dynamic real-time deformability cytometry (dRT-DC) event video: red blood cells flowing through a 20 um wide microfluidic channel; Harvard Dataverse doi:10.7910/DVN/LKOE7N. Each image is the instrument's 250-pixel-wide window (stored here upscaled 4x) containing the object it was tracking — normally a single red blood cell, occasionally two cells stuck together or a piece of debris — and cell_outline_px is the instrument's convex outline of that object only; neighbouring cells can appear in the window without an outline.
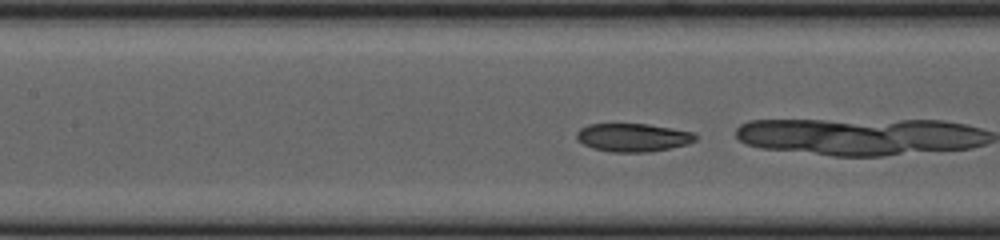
{"species": "common noctule bat (a hibernating species)", "species_latin": "Nyctalus noctula", "temperature_condition": "cold", "stored_images_in_passage": 8, "camera_frame_rate_fps": 3000, "um_per_image_px": 0.085, "animal": {"sex": "female", "body_mass_g": 23.0, "forearm_length_mm": 53.4}, "frame": {"image": 1, "passage_image": 7, "time_ms": 2.0, "image_size_px": [1000, 240], "cell_outline_px": [[700, 136], [696, 140], [688, 144], [652, 152], [612, 152], [592, 148], [576, 140], [576, 132], [580, 128], [588, 124], [648, 124], [696, 132]], "centroid_in_image_um": [53.84, 11.68], "position_along_channel_um": 153.6, "area_um2": 19.88}}